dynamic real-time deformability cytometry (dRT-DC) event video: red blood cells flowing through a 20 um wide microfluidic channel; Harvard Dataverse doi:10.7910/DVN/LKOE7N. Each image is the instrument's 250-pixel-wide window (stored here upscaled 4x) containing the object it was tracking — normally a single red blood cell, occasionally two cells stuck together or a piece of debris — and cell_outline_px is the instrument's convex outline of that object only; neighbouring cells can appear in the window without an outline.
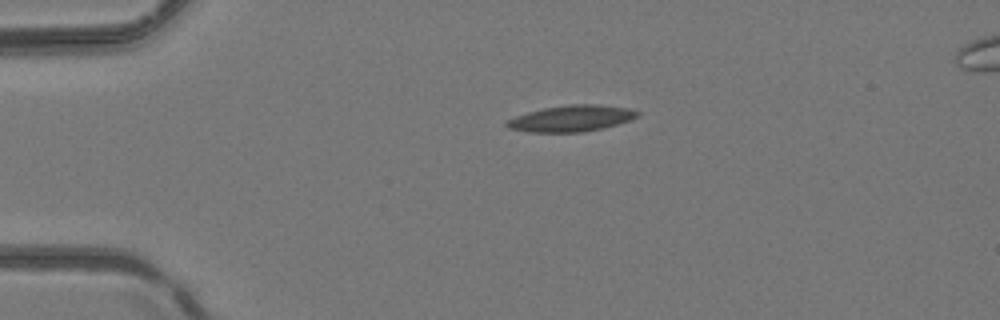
{"species": "common noctule bat (a hibernating species)", "species_latin": "Nyctalus noctula", "temperature_condition": "room temperature", "stored_images_in_passage": 1, "camera_frame_rate_fps": 3000, "um_per_image_px": 0.085, "animal": {"sex": "female", "body_mass_g": 24.6, "forearm_length_mm": 56.2}, "frame": {"image": 1, "passage_image": 1, "time_ms": 0.0, "image_size_px": [1000, 320], "cell_outline_px": [[640, 116], [604, 128], [584, 132], [528, 132], [508, 128], [504, 124], [504, 120], [528, 112], [544, 108], [572, 104], [600, 104], [628, 108], [640, 112]], "centroid_in_image_um": [48.54, 10.07], "position_along_channel_um": 36.5, "area_um2": 20.06}}